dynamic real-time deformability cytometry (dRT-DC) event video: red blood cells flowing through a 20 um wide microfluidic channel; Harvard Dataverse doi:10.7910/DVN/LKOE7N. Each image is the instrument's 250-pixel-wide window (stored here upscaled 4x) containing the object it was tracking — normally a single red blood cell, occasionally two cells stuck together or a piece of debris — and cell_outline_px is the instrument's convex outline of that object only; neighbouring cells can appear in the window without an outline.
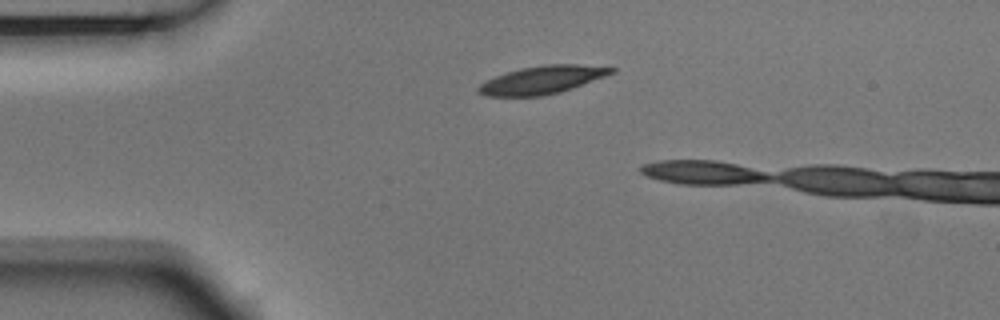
{"species": "Egyptian fruit bat (a non-hibernating species)", "species_latin": "Rousettus aegyptiacus", "temperature_condition": "room temperature", "stored_images_in_passage": 4, "camera_frame_rate_fps": 3000, "um_per_image_px": 0.085, "animal": {"sex": "male"}, "frame": {"image": 1, "passage_image": 1, "time_ms": 0.0, "image_size_px": [1000, 320], "cell_outline_px": [[616, 72], [572, 88], [560, 92], [540, 96], [488, 96], [476, 92], [476, 88], [480, 84], [496, 76], [520, 68], [544, 64], [576, 64], [616, 68]], "centroid_in_image_um": [46.08, 6.79], "position_along_channel_um": 38.9, "area_um2": 21.5}}